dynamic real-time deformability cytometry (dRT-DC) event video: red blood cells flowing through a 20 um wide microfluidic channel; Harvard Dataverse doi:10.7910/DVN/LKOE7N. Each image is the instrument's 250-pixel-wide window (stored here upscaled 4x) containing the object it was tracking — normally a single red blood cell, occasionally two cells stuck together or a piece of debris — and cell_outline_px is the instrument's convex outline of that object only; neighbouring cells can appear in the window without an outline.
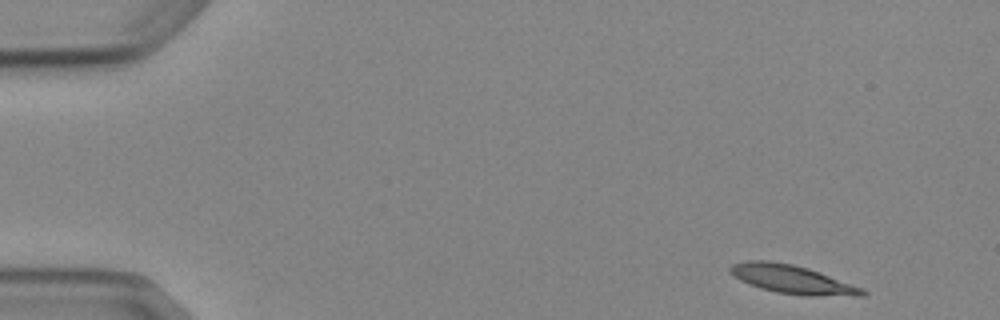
{"species": "Egyptian fruit bat (a non-hibernating species)", "species_latin": "Rousettus aegyptiacus", "temperature_condition": "cold", "stored_images_in_passage": 4, "camera_frame_rate_fps": 3000, "um_per_image_px": 0.085, "animal": {"sex": "female"}, "frame": {"image": 1, "passage_image": 1, "time_ms": 0.0, "image_size_px": [1000, 320], "cell_outline_px": [[868, 292], [864, 296], [804, 296], [776, 292], [760, 288], [748, 284], [740, 280], [728, 272], [728, 268], [732, 264], [748, 260], [768, 260], [792, 264], [808, 268], [864, 288]], "centroid_in_image_um": [67.34, 23.75], "position_along_channel_um": 17.7, "area_um2": 22.25}}
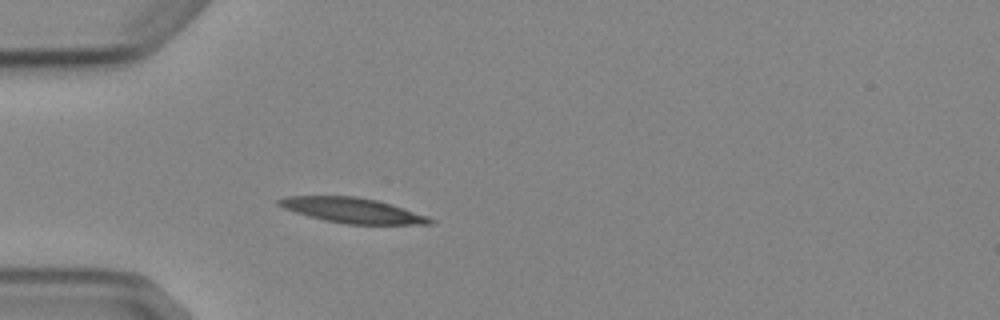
{"frame": {"image": 2, "passage_image": 4, "time_ms": 3.667, "image_size_px": [1000, 320], "cell_outline_px": [[436, 220], [432, 224], [348, 224], [324, 220], [308, 216], [284, 208], [276, 204], [276, 200], [288, 196], [356, 196], [376, 200], [392, 204], [428, 216]], "centroid_in_image_um": [29.97, 17.88], "position_along_channel_um": 55.0, "area_um2": 22.08}}